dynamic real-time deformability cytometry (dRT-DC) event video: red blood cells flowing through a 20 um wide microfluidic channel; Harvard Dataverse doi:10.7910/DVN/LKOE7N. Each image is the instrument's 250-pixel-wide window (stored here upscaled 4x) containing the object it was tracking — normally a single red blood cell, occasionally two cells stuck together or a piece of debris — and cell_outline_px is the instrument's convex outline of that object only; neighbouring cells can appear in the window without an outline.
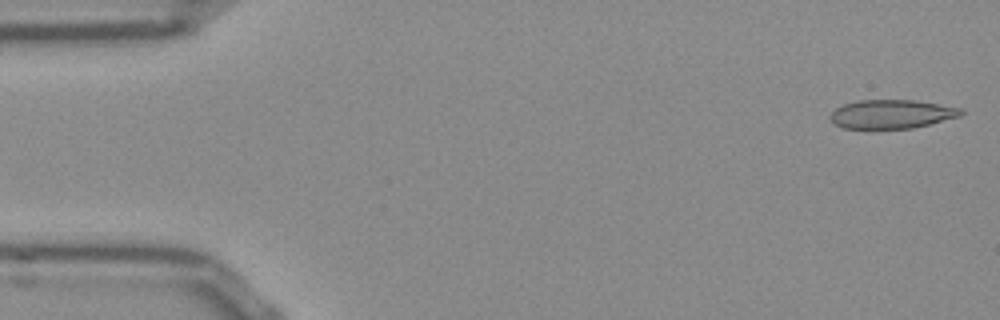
{"species": "Egyptian fruit bat (a non-hibernating species)", "species_latin": "Rousettus aegyptiacus", "temperature_condition": "room temperature", "stored_images_in_passage": 51, "camera_frame_rate_fps": 3000, "um_per_image_px": 0.085, "frame": {"image": 1, "passage_image": 1, "time_ms": 0.0, "image_size_px": [1000, 320], "cell_outline_px": [[964, 112], [960, 116], [912, 128], [844, 128], [836, 124], [828, 116], [836, 108], [844, 104], [856, 100], [912, 100], [960, 108]], "centroid_in_image_um": [75.75, 9.69], "position_along_channel_um": 9.2, "area_um2": 21.56}}
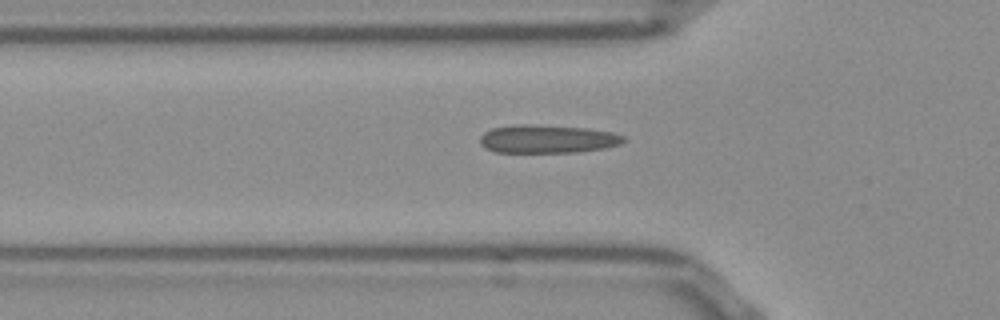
{"frame": {"image": 2, "passage_image": 16, "time_ms": 5.0, "image_size_px": [1000, 320], "cell_outline_px": [[628, 140], [620, 144], [604, 148], [576, 152], [496, 152], [484, 148], [480, 144], [480, 136], [484, 132], [492, 128], [516, 124], [532, 124], [588, 128], [612, 132], [624, 136]], "centroid_in_image_um": [46.53, 11.8], "position_along_channel_um": 79.3, "area_um2": 23.81}}
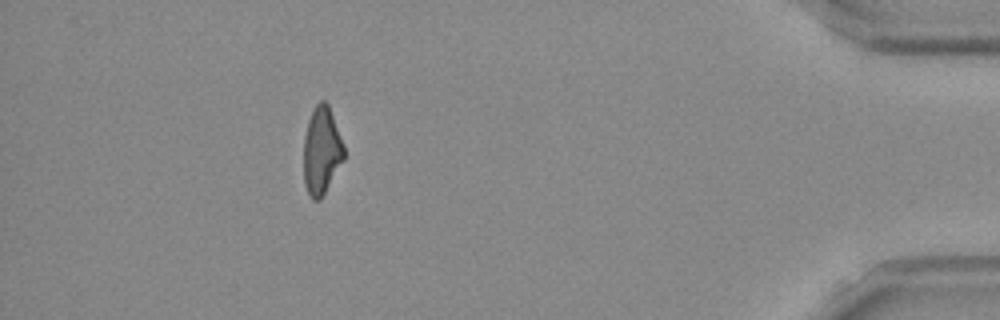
{"frame": {"image": 3, "passage_image": 46, "time_ms": 15.0, "image_size_px": [1000, 320], "cell_outline_px": [[344, 160], [320, 200], [312, 200], [304, 184], [304, 136], [308, 120], [312, 108], [320, 100], [324, 100], [328, 104], [344, 144]], "centroid_in_image_um": [27.33, 12.79], "position_along_channel_um": 407.9, "area_um2": 20.69}, "authors_computed_cell_mechanics": {"area_um2": 22.253, "velocity_mm_per_s": 3.8566, "shape_relaxation_time_tau1_ms": null, "shape_relaxation_time_tau2_ms": 2.1278, "deformation_change_tau1": null, "deformation_change_tau2": 0.1091}}